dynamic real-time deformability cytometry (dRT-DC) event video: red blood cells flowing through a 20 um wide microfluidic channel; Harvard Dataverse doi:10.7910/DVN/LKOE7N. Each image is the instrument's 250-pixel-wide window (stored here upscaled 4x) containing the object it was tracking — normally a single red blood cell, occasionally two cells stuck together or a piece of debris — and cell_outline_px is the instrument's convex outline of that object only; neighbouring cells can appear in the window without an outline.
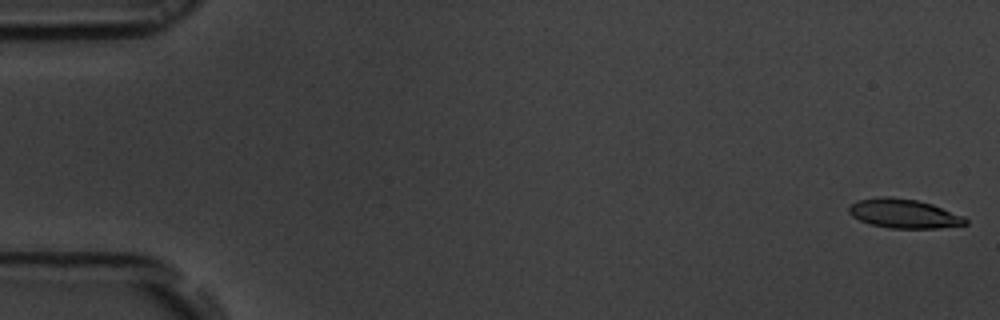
{"species": "common noctule bat (a hibernating species)", "species_latin": "Nyctalus noctula", "temperature_condition": "room temperature", "stored_images_in_passage": 56, "camera_frame_rate_fps": 3000, "um_per_image_px": 0.085, "animal": {"sex": "male", "body_mass_g": 19.5, "forearm_length_mm": 54.6}, "frame": {"image": 1, "passage_image": 1, "time_ms": 0.0, "image_size_px": [1000, 320], "cell_outline_px": [[968, 224], [936, 228], [888, 228], [872, 224], [860, 220], [852, 216], [848, 212], [848, 208], [856, 200], [880, 196], [892, 196], [916, 200], [932, 204], [964, 216], [968, 220]], "centroid_in_image_um": [76.82, 18.14], "position_along_channel_um": 8.2, "area_um2": 19.83}}
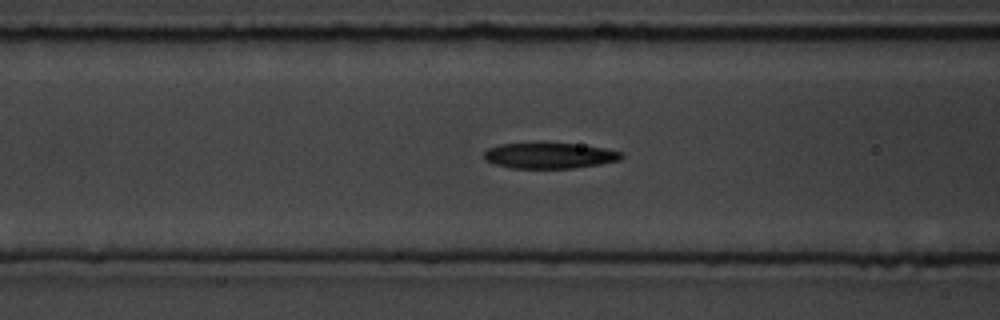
{"frame": {"image": 2, "passage_image": 22, "time_ms": 7.0, "image_size_px": [1000, 320], "cell_outline_px": [[624, 156], [620, 160], [600, 164], [572, 168], [512, 168], [492, 164], [484, 160], [484, 152], [488, 148], [500, 144], [572, 144], [604, 148], [624, 152]], "centroid_in_image_um": [46.7, 13.24], "position_along_channel_um": 119.9, "area_um2": 20.4}}
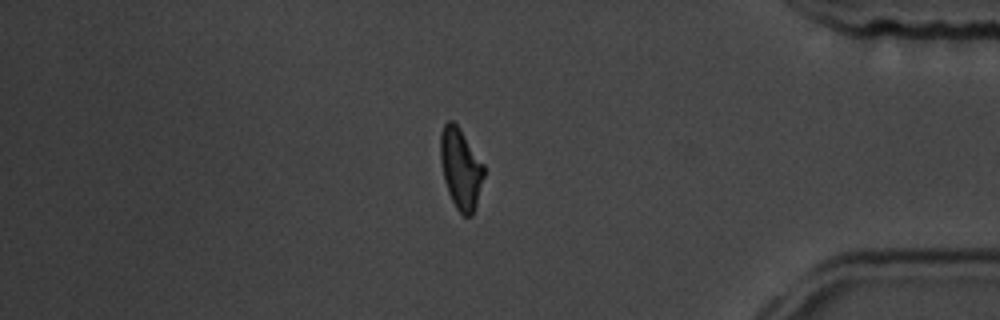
{"frame": {"image": 3, "passage_image": 47, "time_ms": 15.333, "image_size_px": [1000, 320], "cell_outline_px": [[484, 176], [476, 204], [472, 216], [464, 216], [456, 208], [448, 192], [444, 180], [440, 160], [440, 132], [444, 124], [448, 120], [452, 120], [460, 128], [484, 164]], "centroid_in_image_um": [39.15, 14.3], "position_along_channel_um": 396.1, "area_um2": 20.46}, "authors_computed_cell_mechanics": {"area_um2": 20.6924, "velocity_mm_per_s": 3.679, "shape_relaxation_time_tau1_ms": 3.1936, "shape_relaxation_time_tau2_ms": 5.7261, "deformation_change_tau1": 0.1436, "deformation_change_tau2": 0.1634}}